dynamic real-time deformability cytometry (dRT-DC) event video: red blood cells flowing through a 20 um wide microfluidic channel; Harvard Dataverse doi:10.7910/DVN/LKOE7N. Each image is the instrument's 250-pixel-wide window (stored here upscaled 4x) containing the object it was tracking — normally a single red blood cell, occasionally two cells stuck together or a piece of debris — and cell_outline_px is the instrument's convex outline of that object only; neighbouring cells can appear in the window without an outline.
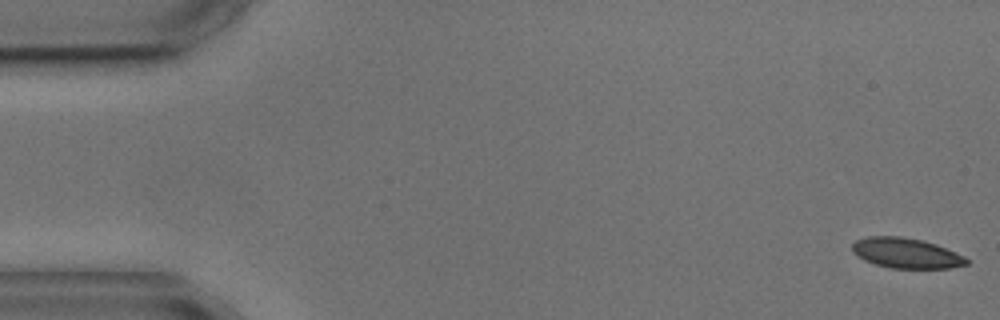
{"species": "common noctule bat (a hibernating species)", "species_latin": "Nyctalus noctula", "temperature_condition": "cold", "stored_images_in_passage": 5, "camera_frame_rate_fps": 3000, "um_per_image_px": 0.085, "animal": {"sex": "male", "body_mass_g": 17.9, "forearm_length_mm": 54.2}, "frame": {"image": 1, "passage_image": 1, "time_ms": 0.0, "image_size_px": [1000, 320], "cell_outline_px": [[968, 264], [948, 268], [888, 268], [864, 260], [856, 256], [852, 252], [852, 244], [856, 240], [868, 236], [900, 236], [924, 240], [936, 244], [956, 252], [964, 256], [968, 260]], "centroid_in_image_um": [77.0, 21.51], "position_along_channel_um": 8.0, "area_um2": 20.23}}
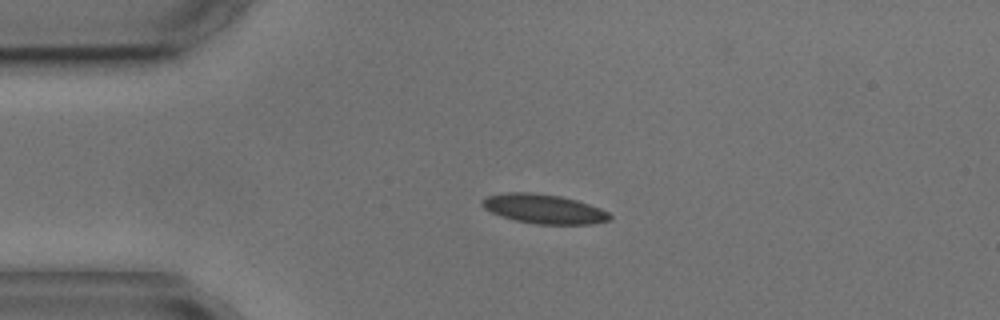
{"frame": {"image": 2, "passage_image": 4, "time_ms": 3.667, "image_size_px": [1000, 320], "cell_outline_px": [[612, 216], [608, 220], [592, 224], [536, 224], [516, 220], [500, 216], [484, 208], [480, 204], [480, 200], [488, 196], [504, 192], [532, 192], [560, 196], [576, 200], [600, 208], [608, 212]], "centroid_in_image_um": [46.19, 17.75], "position_along_channel_um": 38.8, "area_um2": 21.79}}